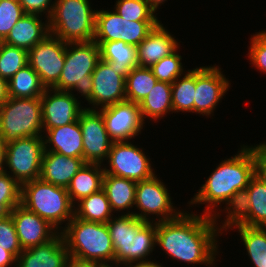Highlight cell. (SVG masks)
<instances>
[{
	"mask_svg": "<svg viewBox=\"0 0 266 267\" xmlns=\"http://www.w3.org/2000/svg\"><path fill=\"white\" fill-rule=\"evenodd\" d=\"M99 60L100 49L94 40L67 43L64 67L53 88L70 92L76 90L88 101L93 90L92 73Z\"/></svg>",
	"mask_w": 266,
	"mask_h": 267,
	"instance_id": "obj_7",
	"label": "cell"
},
{
	"mask_svg": "<svg viewBox=\"0 0 266 267\" xmlns=\"http://www.w3.org/2000/svg\"><path fill=\"white\" fill-rule=\"evenodd\" d=\"M107 226L115 251V267L150 261L148 256L156 247V222H146L122 213L121 216L112 217Z\"/></svg>",
	"mask_w": 266,
	"mask_h": 267,
	"instance_id": "obj_3",
	"label": "cell"
},
{
	"mask_svg": "<svg viewBox=\"0 0 266 267\" xmlns=\"http://www.w3.org/2000/svg\"><path fill=\"white\" fill-rule=\"evenodd\" d=\"M161 21H129L115 11L97 10L95 23V42L121 40L137 46Z\"/></svg>",
	"mask_w": 266,
	"mask_h": 267,
	"instance_id": "obj_11",
	"label": "cell"
},
{
	"mask_svg": "<svg viewBox=\"0 0 266 267\" xmlns=\"http://www.w3.org/2000/svg\"><path fill=\"white\" fill-rule=\"evenodd\" d=\"M25 15L18 0H0V41H3L17 21Z\"/></svg>",
	"mask_w": 266,
	"mask_h": 267,
	"instance_id": "obj_39",
	"label": "cell"
},
{
	"mask_svg": "<svg viewBox=\"0 0 266 267\" xmlns=\"http://www.w3.org/2000/svg\"><path fill=\"white\" fill-rule=\"evenodd\" d=\"M96 43L100 49V59L125 79L133 68L138 67L136 46L121 40Z\"/></svg>",
	"mask_w": 266,
	"mask_h": 267,
	"instance_id": "obj_25",
	"label": "cell"
},
{
	"mask_svg": "<svg viewBox=\"0 0 266 267\" xmlns=\"http://www.w3.org/2000/svg\"><path fill=\"white\" fill-rule=\"evenodd\" d=\"M250 40L248 58L254 67L266 74V39L257 32Z\"/></svg>",
	"mask_w": 266,
	"mask_h": 267,
	"instance_id": "obj_42",
	"label": "cell"
},
{
	"mask_svg": "<svg viewBox=\"0 0 266 267\" xmlns=\"http://www.w3.org/2000/svg\"><path fill=\"white\" fill-rule=\"evenodd\" d=\"M70 91L47 88L40 97L42 106L43 132L48 129L64 126L79 119L85 109L81 101Z\"/></svg>",
	"mask_w": 266,
	"mask_h": 267,
	"instance_id": "obj_15",
	"label": "cell"
},
{
	"mask_svg": "<svg viewBox=\"0 0 266 267\" xmlns=\"http://www.w3.org/2000/svg\"><path fill=\"white\" fill-rule=\"evenodd\" d=\"M266 39V30L259 32Z\"/></svg>",
	"mask_w": 266,
	"mask_h": 267,
	"instance_id": "obj_53",
	"label": "cell"
},
{
	"mask_svg": "<svg viewBox=\"0 0 266 267\" xmlns=\"http://www.w3.org/2000/svg\"><path fill=\"white\" fill-rule=\"evenodd\" d=\"M9 215L14 221L19 243L23 250L46 243L59 233L48 221L21 204L15 206Z\"/></svg>",
	"mask_w": 266,
	"mask_h": 267,
	"instance_id": "obj_19",
	"label": "cell"
},
{
	"mask_svg": "<svg viewBox=\"0 0 266 267\" xmlns=\"http://www.w3.org/2000/svg\"><path fill=\"white\" fill-rule=\"evenodd\" d=\"M172 84L157 81L147 96L139 103V109L143 122L146 118L153 121L162 119L164 115L172 112ZM146 117V118H145Z\"/></svg>",
	"mask_w": 266,
	"mask_h": 267,
	"instance_id": "obj_28",
	"label": "cell"
},
{
	"mask_svg": "<svg viewBox=\"0 0 266 267\" xmlns=\"http://www.w3.org/2000/svg\"><path fill=\"white\" fill-rule=\"evenodd\" d=\"M196 88V68L188 70L183 77H178L172 83L173 112L194 113V97Z\"/></svg>",
	"mask_w": 266,
	"mask_h": 267,
	"instance_id": "obj_32",
	"label": "cell"
},
{
	"mask_svg": "<svg viewBox=\"0 0 266 267\" xmlns=\"http://www.w3.org/2000/svg\"><path fill=\"white\" fill-rule=\"evenodd\" d=\"M136 185L137 182L131 179L104 175L102 189L106 193L112 212L127 210V213H123L133 215L129 210L135 205Z\"/></svg>",
	"mask_w": 266,
	"mask_h": 267,
	"instance_id": "obj_26",
	"label": "cell"
},
{
	"mask_svg": "<svg viewBox=\"0 0 266 267\" xmlns=\"http://www.w3.org/2000/svg\"><path fill=\"white\" fill-rule=\"evenodd\" d=\"M44 151L43 136L25 137L9 142L5 144L3 171L20 185L38 179Z\"/></svg>",
	"mask_w": 266,
	"mask_h": 267,
	"instance_id": "obj_9",
	"label": "cell"
},
{
	"mask_svg": "<svg viewBox=\"0 0 266 267\" xmlns=\"http://www.w3.org/2000/svg\"><path fill=\"white\" fill-rule=\"evenodd\" d=\"M247 253L266 252V227L235 226Z\"/></svg>",
	"mask_w": 266,
	"mask_h": 267,
	"instance_id": "obj_40",
	"label": "cell"
},
{
	"mask_svg": "<svg viewBox=\"0 0 266 267\" xmlns=\"http://www.w3.org/2000/svg\"><path fill=\"white\" fill-rule=\"evenodd\" d=\"M250 196L249 227H266V184L255 175L246 188Z\"/></svg>",
	"mask_w": 266,
	"mask_h": 267,
	"instance_id": "obj_34",
	"label": "cell"
},
{
	"mask_svg": "<svg viewBox=\"0 0 266 267\" xmlns=\"http://www.w3.org/2000/svg\"><path fill=\"white\" fill-rule=\"evenodd\" d=\"M40 97L12 98L0 107V138L4 144L31 136H43Z\"/></svg>",
	"mask_w": 266,
	"mask_h": 267,
	"instance_id": "obj_8",
	"label": "cell"
},
{
	"mask_svg": "<svg viewBox=\"0 0 266 267\" xmlns=\"http://www.w3.org/2000/svg\"><path fill=\"white\" fill-rule=\"evenodd\" d=\"M149 159L143 148L129 141H116L112 143L106 161L110 167L107 169L104 166V173L136 182L146 180L155 174Z\"/></svg>",
	"mask_w": 266,
	"mask_h": 267,
	"instance_id": "obj_12",
	"label": "cell"
},
{
	"mask_svg": "<svg viewBox=\"0 0 266 267\" xmlns=\"http://www.w3.org/2000/svg\"><path fill=\"white\" fill-rule=\"evenodd\" d=\"M49 31L65 43L89 42L95 37L96 11L90 0H54Z\"/></svg>",
	"mask_w": 266,
	"mask_h": 267,
	"instance_id": "obj_6",
	"label": "cell"
},
{
	"mask_svg": "<svg viewBox=\"0 0 266 267\" xmlns=\"http://www.w3.org/2000/svg\"><path fill=\"white\" fill-rule=\"evenodd\" d=\"M70 261L63 235L59 232L48 242L23 250L18 255L16 267H68Z\"/></svg>",
	"mask_w": 266,
	"mask_h": 267,
	"instance_id": "obj_20",
	"label": "cell"
},
{
	"mask_svg": "<svg viewBox=\"0 0 266 267\" xmlns=\"http://www.w3.org/2000/svg\"><path fill=\"white\" fill-rule=\"evenodd\" d=\"M253 176L252 151L248 145L243 144L235 156L220 162L188 204L206 203L203 214L212 216L213 223L218 228L217 219L221 214L216 211V207L221 206L222 202L224 204L236 191L246 189Z\"/></svg>",
	"mask_w": 266,
	"mask_h": 267,
	"instance_id": "obj_2",
	"label": "cell"
},
{
	"mask_svg": "<svg viewBox=\"0 0 266 267\" xmlns=\"http://www.w3.org/2000/svg\"><path fill=\"white\" fill-rule=\"evenodd\" d=\"M183 212L172 220L156 222V246L173 260L189 264H213L220 233L212 216Z\"/></svg>",
	"mask_w": 266,
	"mask_h": 267,
	"instance_id": "obj_1",
	"label": "cell"
},
{
	"mask_svg": "<svg viewBox=\"0 0 266 267\" xmlns=\"http://www.w3.org/2000/svg\"><path fill=\"white\" fill-rule=\"evenodd\" d=\"M248 257L254 264V267H266V252L248 253Z\"/></svg>",
	"mask_w": 266,
	"mask_h": 267,
	"instance_id": "obj_46",
	"label": "cell"
},
{
	"mask_svg": "<svg viewBox=\"0 0 266 267\" xmlns=\"http://www.w3.org/2000/svg\"><path fill=\"white\" fill-rule=\"evenodd\" d=\"M179 45L175 37L159 22L148 36L136 46L138 67L150 68L162 58L178 50Z\"/></svg>",
	"mask_w": 266,
	"mask_h": 267,
	"instance_id": "obj_21",
	"label": "cell"
},
{
	"mask_svg": "<svg viewBox=\"0 0 266 267\" xmlns=\"http://www.w3.org/2000/svg\"><path fill=\"white\" fill-rule=\"evenodd\" d=\"M102 164L84 163L72 178L67 192L74 205L77 201L98 192L103 187L104 169Z\"/></svg>",
	"mask_w": 266,
	"mask_h": 267,
	"instance_id": "obj_27",
	"label": "cell"
},
{
	"mask_svg": "<svg viewBox=\"0 0 266 267\" xmlns=\"http://www.w3.org/2000/svg\"><path fill=\"white\" fill-rule=\"evenodd\" d=\"M21 202V185L8 173L0 172V210L9 214Z\"/></svg>",
	"mask_w": 266,
	"mask_h": 267,
	"instance_id": "obj_38",
	"label": "cell"
},
{
	"mask_svg": "<svg viewBox=\"0 0 266 267\" xmlns=\"http://www.w3.org/2000/svg\"><path fill=\"white\" fill-rule=\"evenodd\" d=\"M41 17L36 14H25L2 42L29 51L50 34L48 19L46 18L44 23Z\"/></svg>",
	"mask_w": 266,
	"mask_h": 267,
	"instance_id": "obj_24",
	"label": "cell"
},
{
	"mask_svg": "<svg viewBox=\"0 0 266 267\" xmlns=\"http://www.w3.org/2000/svg\"><path fill=\"white\" fill-rule=\"evenodd\" d=\"M20 204L48 221L59 232L74 217L75 205L70 199L67 188L53 185L40 178L21 185ZM64 222H67L64 227L59 226Z\"/></svg>",
	"mask_w": 266,
	"mask_h": 267,
	"instance_id": "obj_5",
	"label": "cell"
},
{
	"mask_svg": "<svg viewBox=\"0 0 266 267\" xmlns=\"http://www.w3.org/2000/svg\"><path fill=\"white\" fill-rule=\"evenodd\" d=\"M76 205L74 216L81 220L107 223L113 217L114 212L103 189L81 199Z\"/></svg>",
	"mask_w": 266,
	"mask_h": 267,
	"instance_id": "obj_29",
	"label": "cell"
},
{
	"mask_svg": "<svg viewBox=\"0 0 266 267\" xmlns=\"http://www.w3.org/2000/svg\"><path fill=\"white\" fill-rule=\"evenodd\" d=\"M122 267H164L162 264L153 261H145V262H130L127 264H124Z\"/></svg>",
	"mask_w": 266,
	"mask_h": 267,
	"instance_id": "obj_48",
	"label": "cell"
},
{
	"mask_svg": "<svg viewBox=\"0 0 266 267\" xmlns=\"http://www.w3.org/2000/svg\"><path fill=\"white\" fill-rule=\"evenodd\" d=\"M145 1L148 3L150 8L154 12H157L156 10L159 8V5L161 6V4H164L165 1H167V0H145Z\"/></svg>",
	"mask_w": 266,
	"mask_h": 267,
	"instance_id": "obj_50",
	"label": "cell"
},
{
	"mask_svg": "<svg viewBox=\"0 0 266 267\" xmlns=\"http://www.w3.org/2000/svg\"><path fill=\"white\" fill-rule=\"evenodd\" d=\"M7 215L4 211L0 210V220Z\"/></svg>",
	"mask_w": 266,
	"mask_h": 267,
	"instance_id": "obj_52",
	"label": "cell"
},
{
	"mask_svg": "<svg viewBox=\"0 0 266 267\" xmlns=\"http://www.w3.org/2000/svg\"><path fill=\"white\" fill-rule=\"evenodd\" d=\"M25 14L47 15L49 19L55 1L52 0H18Z\"/></svg>",
	"mask_w": 266,
	"mask_h": 267,
	"instance_id": "obj_44",
	"label": "cell"
},
{
	"mask_svg": "<svg viewBox=\"0 0 266 267\" xmlns=\"http://www.w3.org/2000/svg\"><path fill=\"white\" fill-rule=\"evenodd\" d=\"M17 259L4 248H0V266L10 267L12 264L16 267Z\"/></svg>",
	"mask_w": 266,
	"mask_h": 267,
	"instance_id": "obj_45",
	"label": "cell"
},
{
	"mask_svg": "<svg viewBox=\"0 0 266 267\" xmlns=\"http://www.w3.org/2000/svg\"><path fill=\"white\" fill-rule=\"evenodd\" d=\"M66 44L50 33L28 51V64L46 89L58 83L65 63Z\"/></svg>",
	"mask_w": 266,
	"mask_h": 267,
	"instance_id": "obj_13",
	"label": "cell"
},
{
	"mask_svg": "<svg viewBox=\"0 0 266 267\" xmlns=\"http://www.w3.org/2000/svg\"><path fill=\"white\" fill-rule=\"evenodd\" d=\"M249 147L254 161V175L266 184V142Z\"/></svg>",
	"mask_w": 266,
	"mask_h": 267,
	"instance_id": "obj_43",
	"label": "cell"
},
{
	"mask_svg": "<svg viewBox=\"0 0 266 267\" xmlns=\"http://www.w3.org/2000/svg\"><path fill=\"white\" fill-rule=\"evenodd\" d=\"M98 110L102 113L107 132L114 142L130 141L141 134L145 123L139 104L125 100Z\"/></svg>",
	"mask_w": 266,
	"mask_h": 267,
	"instance_id": "obj_17",
	"label": "cell"
},
{
	"mask_svg": "<svg viewBox=\"0 0 266 267\" xmlns=\"http://www.w3.org/2000/svg\"><path fill=\"white\" fill-rule=\"evenodd\" d=\"M169 194L168 188L157 178L156 174L149 179L138 181L134 206L141 212L135 211L133 215L146 222H161L175 219L182 211L175 209ZM150 214L155 215L157 218L150 219Z\"/></svg>",
	"mask_w": 266,
	"mask_h": 267,
	"instance_id": "obj_10",
	"label": "cell"
},
{
	"mask_svg": "<svg viewBox=\"0 0 266 267\" xmlns=\"http://www.w3.org/2000/svg\"><path fill=\"white\" fill-rule=\"evenodd\" d=\"M45 89L39 75L29 64L8 80V96L12 98L41 97Z\"/></svg>",
	"mask_w": 266,
	"mask_h": 267,
	"instance_id": "obj_30",
	"label": "cell"
},
{
	"mask_svg": "<svg viewBox=\"0 0 266 267\" xmlns=\"http://www.w3.org/2000/svg\"><path fill=\"white\" fill-rule=\"evenodd\" d=\"M28 64V51L0 43V77L9 80L17 71Z\"/></svg>",
	"mask_w": 266,
	"mask_h": 267,
	"instance_id": "obj_35",
	"label": "cell"
},
{
	"mask_svg": "<svg viewBox=\"0 0 266 267\" xmlns=\"http://www.w3.org/2000/svg\"><path fill=\"white\" fill-rule=\"evenodd\" d=\"M221 70L217 65L196 67L194 113L211 116L225 96L231 84Z\"/></svg>",
	"mask_w": 266,
	"mask_h": 267,
	"instance_id": "obj_16",
	"label": "cell"
},
{
	"mask_svg": "<svg viewBox=\"0 0 266 267\" xmlns=\"http://www.w3.org/2000/svg\"><path fill=\"white\" fill-rule=\"evenodd\" d=\"M8 98V81L0 77V107Z\"/></svg>",
	"mask_w": 266,
	"mask_h": 267,
	"instance_id": "obj_47",
	"label": "cell"
},
{
	"mask_svg": "<svg viewBox=\"0 0 266 267\" xmlns=\"http://www.w3.org/2000/svg\"><path fill=\"white\" fill-rule=\"evenodd\" d=\"M82 138L79 120L48 129L43 136L45 151L83 159Z\"/></svg>",
	"mask_w": 266,
	"mask_h": 267,
	"instance_id": "obj_22",
	"label": "cell"
},
{
	"mask_svg": "<svg viewBox=\"0 0 266 267\" xmlns=\"http://www.w3.org/2000/svg\"><path fill=\"white\" fill-rule=\"evenodd\" d=\"M223 211L226 214L224 223L217 231L222 235L223 230L235 228V226H248V216L250 213V196L247 189L236 191L226 202ZM222 232V233H221Z\"/></svg>",
	"mask_w": 266,
	"mask_h": 267,
	"instance_id": "obj_31",
	"label": "cell"
},
{
	"mask_svg": "<svg viewBox=\"0 0 266 267\" xmlns=\"http://www.w3.org/2000/svg\"><path fill=\"white\" fill-rule=\"evenodd\" d=\"M68 267H108V266L103 264L78 263L71 260Z\"/></svg>",
	"mask_w": 266,
	"mask_h": 267,
	"instance_id": "obj_49",
	"label": "cell"
},
{
	"mask_svg": "<svg viewBox=\"0 0 266 267\" xmlns=\"http://www.w3.org/2000/svg\"><path fill=\"white\" fill-rule=\"evenodd\" d=\"M84 163L82 158L66 157L56 152L44 151L39 178L67 188Z\"/></svg>",
	"mask_w": 266,
	"mask_h": 267,
	"instance_id": "obj_23",
	"label": "cell"
},
{
	"mask_svg": "<svg viewBox=\"0 0 266 267\" xmlns=\"http://www.w3.org/2000/svg\"><path fill=\"white\" fill-rule=\"evenodd\" d=\"M78 120L83 137L84 162L102 164L104 160L107 161L114 141L107 132L102 113L85 107L80 113Z\"/></svg>",
	"mask_w": 266,
	"mask_h": 267,
	"instance_id": "obj_14",
	"label": "cell"
},
{
	"mask_svg": "<svg viewBox=\"0 0 266 267\" xmlns=\"http://www.w3.org/2000/svg\"><path fill=\"white\" fill-rule=\"evenodd\" d=\"M0 248L10 252L16 259L23 251L12 217L7 214L0 220Z\"/></svg>",
	"mask_w": 266,
	"mask_h": 267,
	"instance_id": "obj_41",
	"label": "cell"
},
{
	"mask_svg": "<svg viewBox=\"0 0 266 267\" xmlns=\"http://www.w3.org/2000/svg\"><path fill=\"white\" fill-rule=\"evenodd\" d=\"M61 233L72 261L113 267L115 251L107 223L74 216Z\"/></svg>",
	"mask_w": 266,
	"mask_h": 267,
	"instance_id": "obj_4",
	"label": "cell"
},
{
	"mask_svg": "<svg viewBox=\"0 0 266 267\" xmlns=\"http://www.w3.org/2000/svg\"><path fill=\"white\" fill-rule=\"evenodd\" d=\"M176 50L171 55L162 58L150 69L158 81L173 83L178 77H181L185 71L182 65V56Z\"/></svg>",
	"mask_w": 266,
	"mask_h": 267,
	"instance_id": "obj_37",
	"label": "cell"
},
{
	"mask_svg": "<svg viewBox=\"0 0 266 267\" xmlns=\"http://www.w3.org/2000/svg\"><path fill=\"white\" fill-rule=\"evenodd\" d=\"M114 11L129 21H160L145 0H117Z\"/></svg>",
	"mask_w": 266,
	"mask_h": 267,
	"instance_id": "obj_36",
	"label": "cell"
},
{
	"mask_svg": "<svg viewBox=\"0 0 266 267\" xmlns=\"http://www.w3.org/2000/svg\"><path fill=\"white\" fill-rule=\"evenodd\" d=\"M152 70L147 67H135L126 77V100L139 104L157 82Z\"/></svg>",
	"mask_w": 266,
	"mask_h": 267,
	"instance_id": "obj_33",
	"label": "cell"
},
{
	"mask_svg": "<svg viewBox=\"0 0 266 267\" xmlns=\"http://www.w3.org/2000/svg\"><path fill=\"white\" fill-rule=\"evenodd\" d=\"M126 79L104 60H99L92 73L93 90L87 109L98 110L126 100ZM100 106V107H99Z\"/></svg>",
	"mask_w": 266,
	"mask_h": 267,
	"instance_id": "obj_18",
	"label": "cell"
},
{
	"mask_svg": "<svg viewBox=\"0 0 266 267\" xmlns=\"http://www.w3.org/2000/svg\"><path fill=\"white\" fill-rule=\"evenodd\" d=\"M4 155H5V144L0 138V172L3 171L4 168Z\"/></svg>",
	"mask_w": 266,
	"mask_h": 267,
	"instance_id": "obj_51",
	"label": "cell"
}]
</instances>
